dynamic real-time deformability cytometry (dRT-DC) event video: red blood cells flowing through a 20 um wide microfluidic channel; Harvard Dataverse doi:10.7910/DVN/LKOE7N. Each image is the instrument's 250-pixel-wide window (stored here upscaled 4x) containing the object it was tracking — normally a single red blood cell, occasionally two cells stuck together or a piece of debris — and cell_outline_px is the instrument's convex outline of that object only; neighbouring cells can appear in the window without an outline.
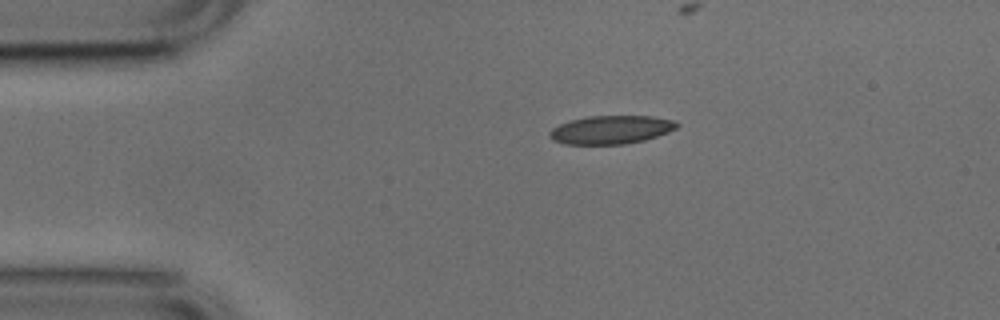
{"species": "common noctule bat (a hibernating species)", "species_latin": "Nyctalus noctula", "temperature_condition": "cold", "stored_images_in_passage": 2, "camera_frame_rate_fps": 3000, "um_per_image_px": 0.085, "animal": {"sex": "male", "body_mass_g": 17.9, "forearm_length_mm": 54.2}, "frame": {"image": 1, "passage_image": 1, "time_ms": 0.0, "image_size_px": [1000, 320], "cell_outline_px": [[680, 124], [676, 128], [668, 132], [644, 140], [624, 144], [564, 144], [552, 140], [548, 136], [548, 132], [552, 128], [560, 124], [572, 120], [588, 116], [652, 116], [676, 120]], "centroid_in_image_um": [51.93, 11.02], "position_along_channel_um": 33.1, "area_um2": 21.1}}